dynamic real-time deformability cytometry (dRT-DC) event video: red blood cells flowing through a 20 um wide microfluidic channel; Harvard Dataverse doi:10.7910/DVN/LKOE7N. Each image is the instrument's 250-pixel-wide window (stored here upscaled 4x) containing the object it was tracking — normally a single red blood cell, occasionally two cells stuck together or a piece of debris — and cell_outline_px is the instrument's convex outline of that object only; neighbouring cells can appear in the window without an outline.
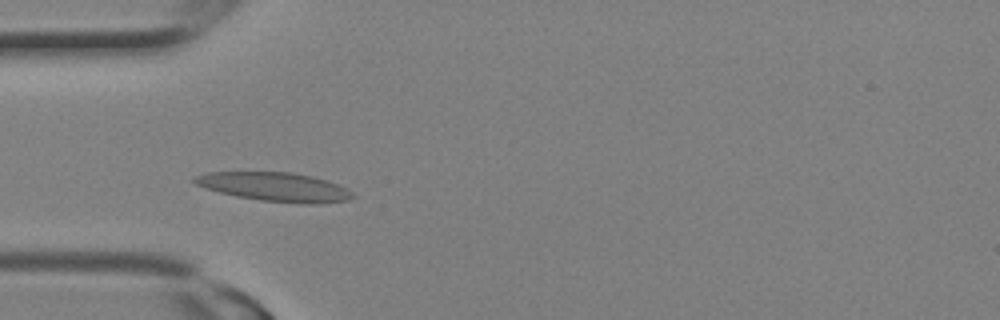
{"species": "Egyptian fruit bat (a non-hibernating species)", "species_latin": "Rousettus aegyptiacus", "temperature_condition": "room temperature", "stored_images_in_passage": 2, "camera_frame_rate_fps": 3000, "um_per_image_px": 0.085, "animal": {"sex": "female"}, "frame": {"image": 1, "passage_image": 2, "time_ms": 0.333, "image_size_px": [1000, 320], "cell_outline_px": [[356, 196], [348, 200], [320, 204], [300, 204], [260, 200], [236, 196], [204, 188], [196, 184], [192, 180], [196, 176], [208, 172], [292, 172], [312, 176], [348, 188]], "centroid_in_image_um": [23.39, 15.89], "position_along_channel_um": 61.6, "area_um2": 26.7}}